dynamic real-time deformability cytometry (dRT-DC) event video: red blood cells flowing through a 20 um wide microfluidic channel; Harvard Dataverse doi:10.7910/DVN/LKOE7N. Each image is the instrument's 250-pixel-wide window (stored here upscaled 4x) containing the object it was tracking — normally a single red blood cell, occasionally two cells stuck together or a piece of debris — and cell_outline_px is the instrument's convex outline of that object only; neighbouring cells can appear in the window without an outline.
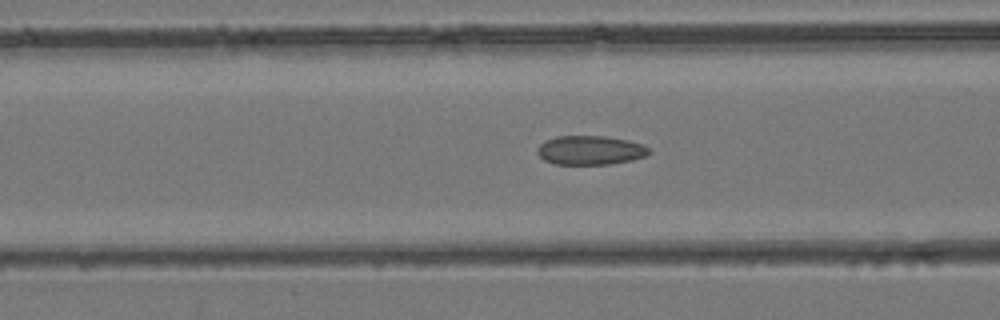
{"species": "common noctule bat (a hibernating species)", "species_latin": "Nyctalus noctula", "temperature_condition": "room temperature", "stored_images_in_passage": 46, "segment_of_instrument_passage": [1, 2], "camera_frame_rate_fps": 3000, "um_per_image_px": 0.085, "animal": {"sex": "female", "body_mass_g": 24.6, "forearm_length_mm": 56.2}, "frame": {"image": 1, "passage_image": 18, "time_ms": 5.667, "image_size_px": [1000, 320], "cell_outline_px": [[652, 152], [644, 156], [632, 160], [608, 164], [556, 164], [544, 160], [536, 152], [536, 148], [544, 140], [556, 136], [604, 136], [628, 140], [644, 144]], "centroid_in_image_um": [50.15, 12.76], "position_along_channel_um": 116.4, "area_um2": 19.02}}
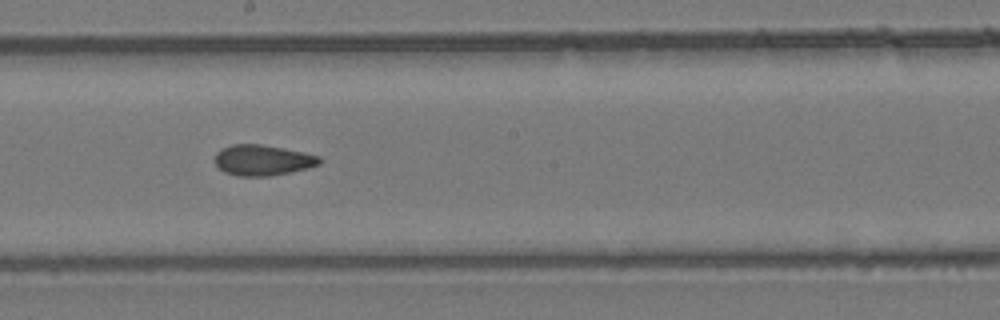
{"frame": {"image": 2, "passage_image": 25, "time_ms": 8.0, "image_size_px": [1000, 320], "cell_outline_px": [[320, 164], [308, 168], [268, 176], [236, 176], [224, 172], [216, 164], [216, 152], [220, 148], [232, 144], [260, 144], [284, 148], [304, 152], [320, 156]], "centroid_in_image_um": [22.31, 13.6], "position_along_channel_um": 225.9, "area_um2": 18.67}}
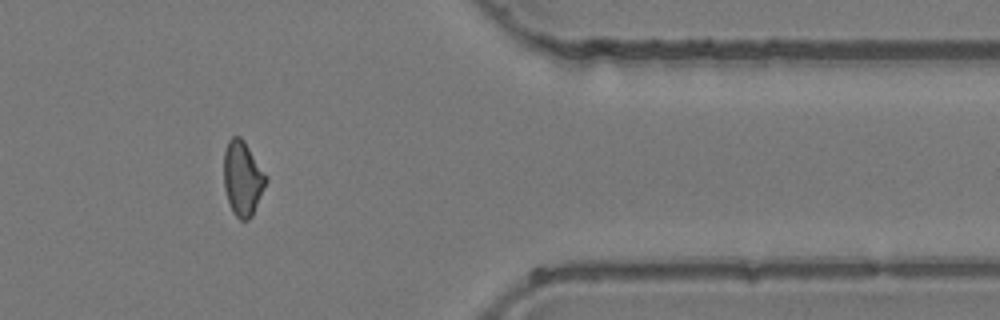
{"frame": {"image": 3, "passage_image": 37, "time_ms": 12.0, "image_size_px": [1000, 320], "cell_outline_px": [[268, 180], [252, 216], [248, 220], [240, 220], [232, 212], [224, 188], [224, 152], [228, 140], [232, 136], [240, 136], [244, 140], [264, 172]], "centroid_in_image_um": [20.61, 15.16], "position_along_channel_um": 390.8, "area_um2": 18.26}}